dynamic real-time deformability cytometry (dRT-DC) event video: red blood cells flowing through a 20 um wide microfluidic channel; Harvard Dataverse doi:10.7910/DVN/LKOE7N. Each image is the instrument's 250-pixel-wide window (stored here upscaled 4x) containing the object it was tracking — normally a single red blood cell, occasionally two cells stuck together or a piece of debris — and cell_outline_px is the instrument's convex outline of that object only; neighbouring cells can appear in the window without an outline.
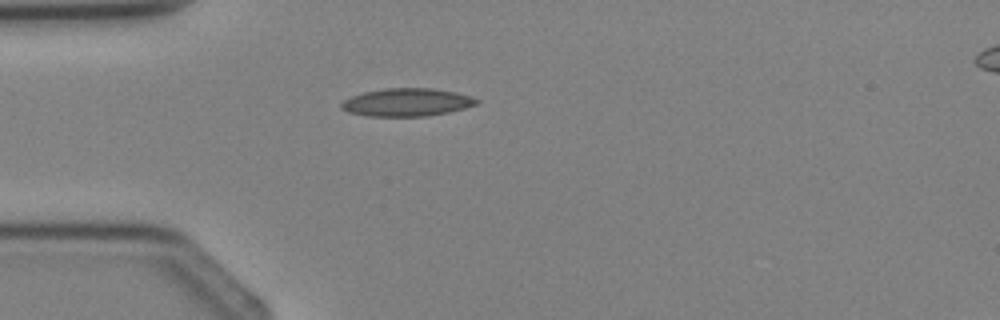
{"species": "Egyptian fruit bat (a non-hibernating species)", "species_latin": "Rousettus aegyptiacus", "temperature_condition": "cold", "stored_images_in_passage": 1, "camera_frame_rate_fps": 3000, "um_per_image_px": 0.085, "animal": {"sex": "female"}, "frame": {"image": 1, "passage_image": 1, "time_ms": 0.0, "image_size_px": [1000, 320], "cell_outline_px": [[480, 100], [476, 104], [464, 108], [448, 112], [428, 116], [368, 116], [348, 112], [340, 108], [340, 104], [344, 100], [352, 96], [364, 92], [384, 88], [432, 88], [456, 92]], "centroid_in_image_um": [34.55, 8.69], "position_along_channel_um": 50.4, "area_um2": 21.91}}